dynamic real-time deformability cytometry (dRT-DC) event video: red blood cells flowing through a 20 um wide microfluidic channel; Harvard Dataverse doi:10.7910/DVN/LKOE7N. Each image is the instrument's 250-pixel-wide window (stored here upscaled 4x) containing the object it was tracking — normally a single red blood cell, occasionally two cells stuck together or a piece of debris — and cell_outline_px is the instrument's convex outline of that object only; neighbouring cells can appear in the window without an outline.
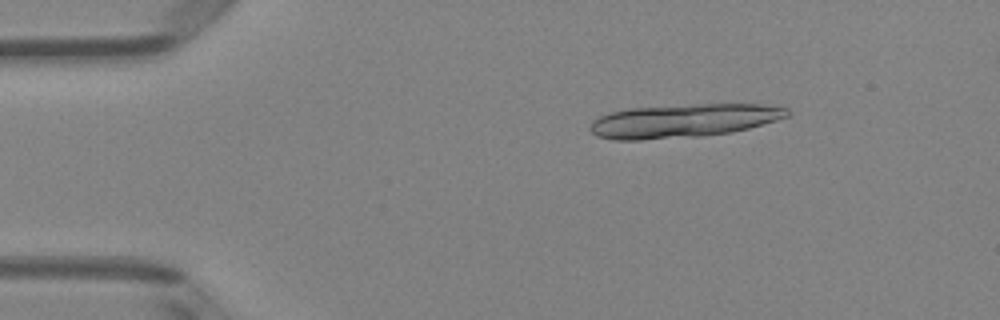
{"species": "Egyptian fruit bat (a non-hibernating species)", "species_latin": "Rousettus aegyptiacus", "temperature_condition": "room temperature", "stored_images_in_passage": 16, "camera_frame_rate_fps": 3000, "um_per_image_px": 0.085, "animal": {"sex": "female"}, "frame": {"image": 1, "passage_image": 7, "time_ms": 2.0, "image_size_px": [1000, 320], "cell_outline_px": [[788, 116], [776, 120], [748, 128], [732, 132], [700, 136], [640, 140], [616, 140], [596, 136], [588, 128], [592, 120], [600, 116], [612, 112], [632, 108], [696, 104], [764, 104], [788, 108]], "centroid_in_image_um": [58.06, 10.26], "position_along_channel_um": 26.9, "area_um2": 38.32}}